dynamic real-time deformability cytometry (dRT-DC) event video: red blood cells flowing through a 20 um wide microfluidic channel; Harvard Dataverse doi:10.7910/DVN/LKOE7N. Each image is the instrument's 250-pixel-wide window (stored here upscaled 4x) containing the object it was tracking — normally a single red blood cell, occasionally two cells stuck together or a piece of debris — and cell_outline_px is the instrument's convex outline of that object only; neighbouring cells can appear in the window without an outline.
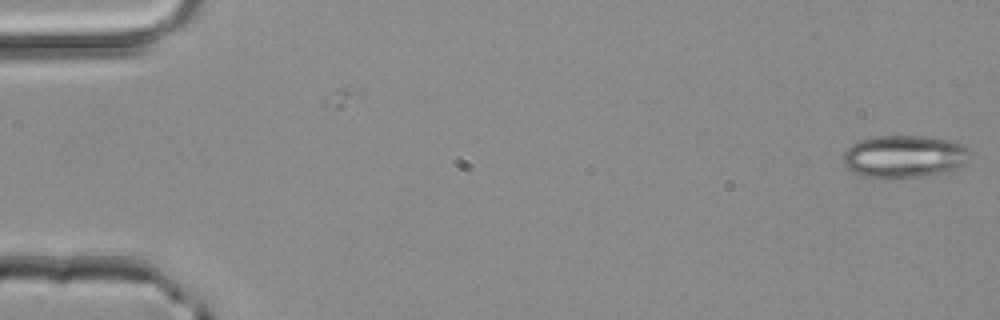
{"species": "common noctule bat (a hibernating species)", "species_latin": "Nyctalus noctula", "temperature_condition": "room temperature", "stored_images_in_passage": 2, "camera_frame_rate_fps": 3000, "um_per_image_px": 0.085, "animal": {"sex": "male", "body_mass_g": 20.4}, "frame": {"image": 1, "passage_image": 2, "time_ms": 0.333, "image_size_px": [1000, 320], "cell_outline_px": [[972, 152], [968, 160], [956, 168], [944, 172], [920, 176], [864, 176], [852, 172], [844, 164], [844, 152], [852, 144], [860, 140], [876, 136], [924, 136], [948, 140], [964, 144]], "centroid_in_image_um": [76.89, 13.26], "position_along_channel_um": 8.1, "area_um2": 30.87}}